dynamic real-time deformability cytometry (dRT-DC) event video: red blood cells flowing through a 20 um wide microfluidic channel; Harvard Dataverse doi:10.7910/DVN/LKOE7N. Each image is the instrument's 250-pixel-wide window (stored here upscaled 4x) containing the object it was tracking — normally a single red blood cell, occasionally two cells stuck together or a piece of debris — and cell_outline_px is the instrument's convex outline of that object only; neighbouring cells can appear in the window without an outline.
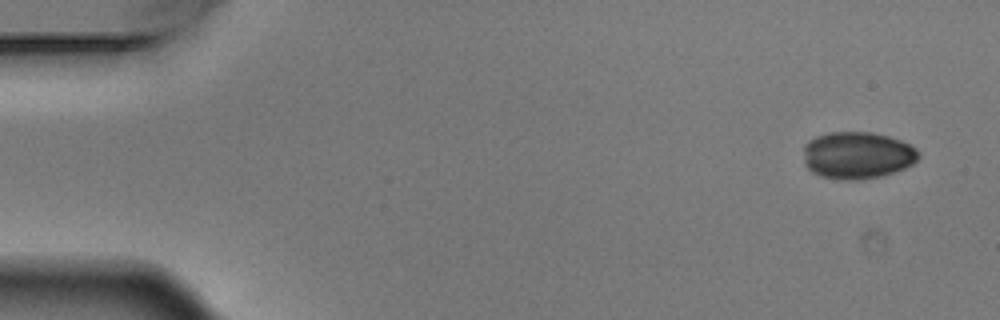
{"species": "Egyptian fruit bat (a non-hibernating species)", "species_latin": "Rousettus aegyptiacus", "temperature_condition": "warm", "stored_images_in_passage": 7, "camera_frame_rate_fps": 3000, "um_per_image_px": 0.085, "animal": {"sex": "male"}, "frame": {"image": 1, "passage_image": 1, "time_ms": 0.0, "image_size_px": [1000, 320], "cell_outline_px": [[920, 156], [912, 164], [904, 168], [880, 176], [860, 180], [840, 180], [820, 176], [812, 172], [804, 164], [804, 144], [808, 140], [816, 136], [828, 132], [872, 132], [888, 136], [912, 144], [920, 152]], "centroid_in_image_um": [72.86, 13.19], "position_along_channel_um": 12.1, "area_um2": 31.91}}
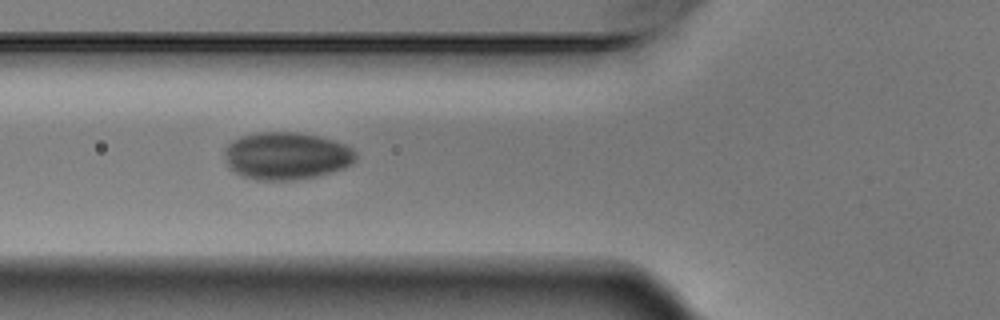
{"frame": {"image": 2, "passage_image": 6, "time_ms": 1.667, "image_size_px": [1000, 320], "cell_outline_px": [[356, 160], [352, 164], [344, 168], [316, 176], [296, 180], [260, 180], [244, 176], [228, 168], [224, 152], [224, 148], [232, 140], [240, 136], [256, 132], [296, 132], [316, 136], [332, 140], [344, 144], [352, 148], [356, 152]], "centroid_in_image_um": [24.33, 13.24], "position_along_channel_um": 101.5, "area_um2": 36.36}}
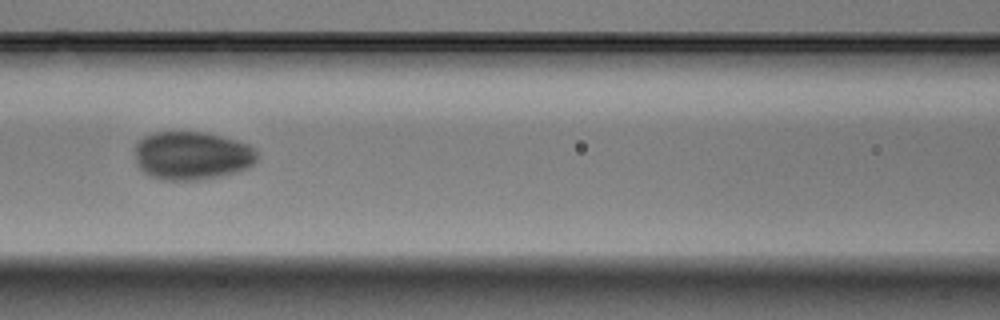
{"frame": {"image": 3, "passage_image": 7, "time_ms": 2.0, "image_size_px": [1000, 320], "cell_outline_px": [[256, 160], [248, 168], [216, 176], [196, 180], [160, 180], [144, 172], [136, 164], [136, 144], [144, 136], [152, 132], [204, 132], [236, 140], [248, 144], [256, 148]], "centroid_in_image_um": [16.29, 13.21], "position_along_channel_um": 150.3, "area_um2": 34.22}}